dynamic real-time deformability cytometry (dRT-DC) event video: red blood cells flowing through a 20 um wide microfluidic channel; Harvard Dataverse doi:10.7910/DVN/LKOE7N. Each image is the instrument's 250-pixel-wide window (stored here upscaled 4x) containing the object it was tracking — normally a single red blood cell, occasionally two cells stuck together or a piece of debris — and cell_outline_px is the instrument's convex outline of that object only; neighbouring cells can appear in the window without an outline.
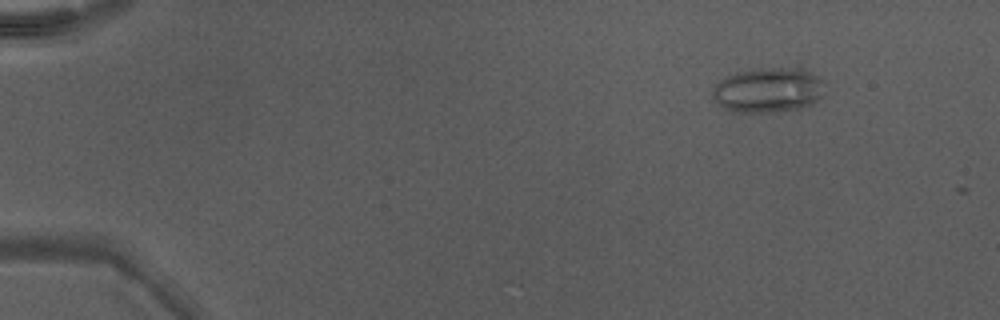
{"species": "Egyptian fruit bat (a non-hibernating species)", "species_latin": "Rousettus aegyptiacus", "temperature_condition": "warm", "stored_images_in_passage": 3, "camera_frame_rate_fps": 3000, "um_per_image_px": 0.085, "animal": {"sex": "male"}, "frame": {"image": 1, "passage_image": 2, "time_ms": 0.333, "image_size_px": [1000, 320], "cell_outline_px": [[824, 96], [800, 108], [772, 112], [740, 112], [724, 108], [712, 96], [712, 88], [720, 80], [736, 72], [760, 68], [780, 68], [808, 72], [824, 80]], "centroid_in_image_um": [65.28, 7.67], "position_along_channel_um": 19.7, "area_um2": 28.84}}